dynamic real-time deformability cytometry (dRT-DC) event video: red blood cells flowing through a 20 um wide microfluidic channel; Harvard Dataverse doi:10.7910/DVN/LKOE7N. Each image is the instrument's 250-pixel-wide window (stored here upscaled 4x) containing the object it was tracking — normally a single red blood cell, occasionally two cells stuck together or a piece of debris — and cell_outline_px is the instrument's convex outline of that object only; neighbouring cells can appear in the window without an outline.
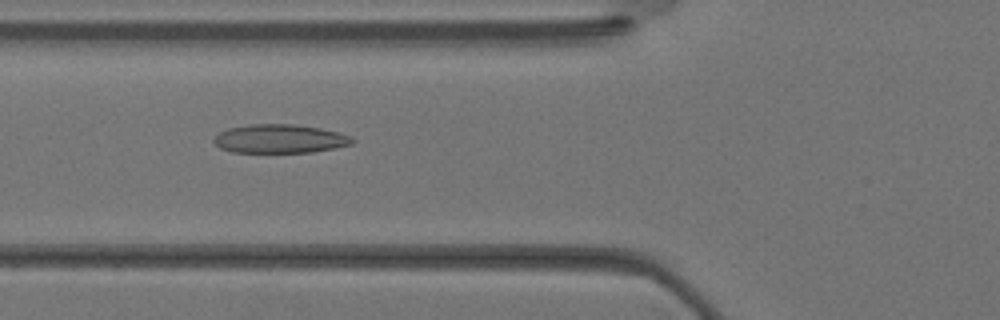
{"species": "Egyptian fruit bat (a non-hibernating species)", "species_latin": "Rousettus aegyptiacus", "temperature_condition": "warm", "stored_images_in_passage": 34, "camera_frame_rate_fps": 3000, "um_per_image_px": 0.085, "animal": {"sex": "female"}, "frame": {"image": 1, "passage_image": 12, "time_ms": 3.667, "image_size_px": [1000, 320], "cell_outline_px": [[356, 140], [352, 144], [336, 148], [312, 152], [232, 152], [220, 148], [212, 140], [220, 132], [228, 128], [252, 124], [292, 124], [320, 128], [352, 136]], "centroid_in_image_um": [23.81, 11.8], "position_along_channel_um": 102.0, "area_um2": 23.12}}
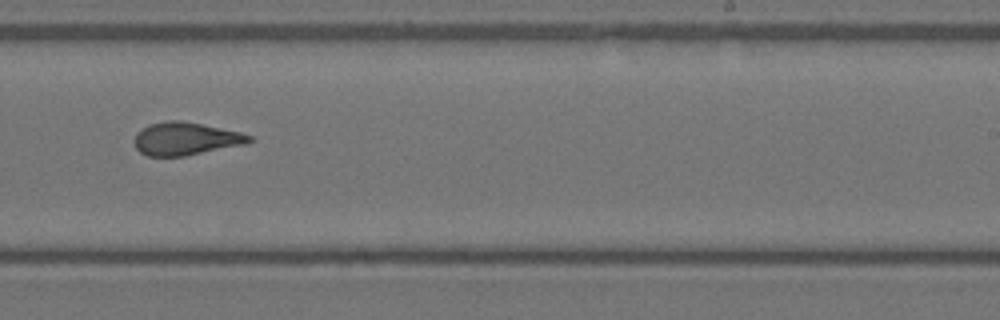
{"frame": {"image": 2, "passage_image": 21, "time_ms": 6.667, "image_size_px": [1000, 320], "cell_outline_px": [[252, 140], [248, 144], [184, 156], [148, 156], [140, 152], [136, 148], [136, 132], [148, 124], [168, 120], [180, 120], [240, 132], [252, 136]], "centroid_in_image_um": [15.79, 11.79], "position_along_channel_um": 273.2, "area_um2": 21.91}}
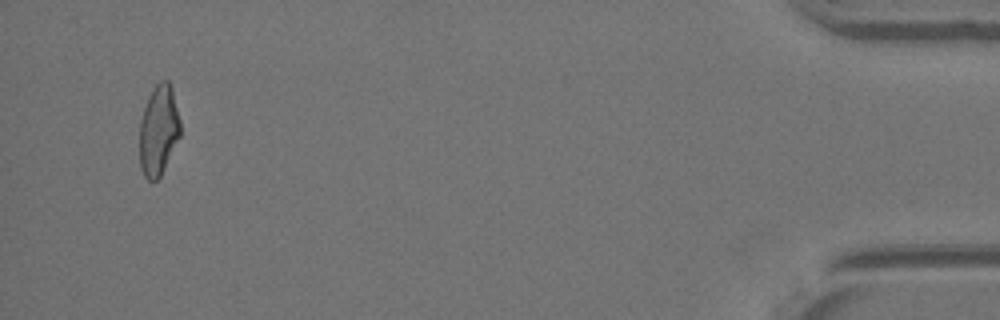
{"frame": {"image": 3, "passage_image": 33, "time_ms": 10.667, "image_size_px": [1000, 320], "cell_outline_px": [[180, 136], [160, 176], [156, 180], [148, 180], [144, 176], [140, 168], [140, 120], [148, 96], [156, 84], [160, 80], [168, 80], [172, 88], [180, 120]], "centroid_in_image_um": [13.47, 11.06], "position_along_channel_um": 421.7, "area_um2": 21.33}}